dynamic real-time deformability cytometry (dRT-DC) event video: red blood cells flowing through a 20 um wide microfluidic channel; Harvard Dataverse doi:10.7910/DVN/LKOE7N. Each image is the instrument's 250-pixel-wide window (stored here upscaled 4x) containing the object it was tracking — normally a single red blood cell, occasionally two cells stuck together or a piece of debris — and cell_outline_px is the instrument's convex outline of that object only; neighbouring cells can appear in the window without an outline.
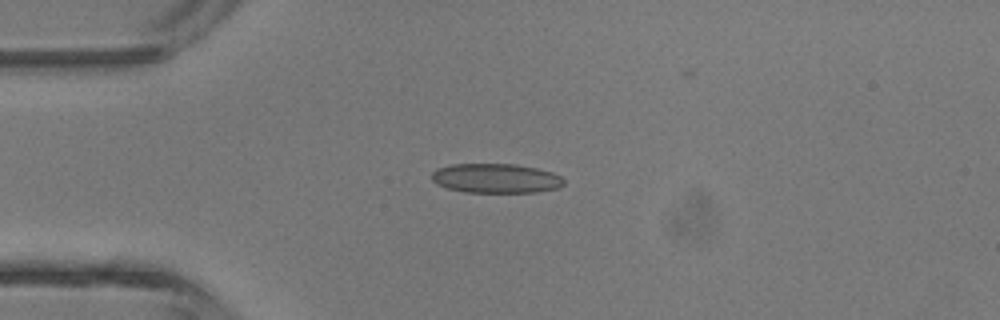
{"species": "common noctule bat (a hibernating species)", "species_latin": "Nyctalus noctula", "temperature_condition": "room temperature", "stored_images_in_passage": 5, "camera_frame_rate_fps": 3000, "um_per_image_px": 0.085, "animal": {"sex": "male", "body_mass_g": 13.3}, "frame": {"image": 1, "passage_image": 3, "time_ms": 2.667, "image_size_px": [1000, 320], "cell_outline_px": [[564, 184], [560, 188], [536, 192], [464, 192], [448, 188], [436, 184], [432, 180], [432, 172], [436, 168], [452, 164], [516, 164], [536, 168], [552, 172], [560, 176], [564, 180]], "centroid_in_image_um": [42.15, 15.15], "position_along_channel_um": 42.9, "area_um2": 22.77}}
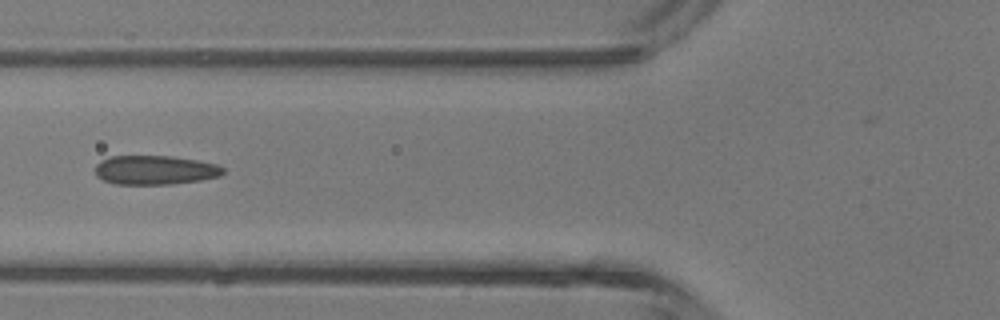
{"frame": {"image": 2, "passage_image": 5, "time_ms": 4.667, "image_size_px": [1000, 320], "cell_outline_px": [[224, 172], [220, 176], [200, 180], [172, 184], [112, 184], [96, 176], [96, 164], [100, 160], [112, 156], [172, 156], [196, 160], [216, 164], [224, 168]], "centroid_in_image_um": [13.16, 14.45], "position_along_channel_um": 112.6, "area_um2": 21.73}}